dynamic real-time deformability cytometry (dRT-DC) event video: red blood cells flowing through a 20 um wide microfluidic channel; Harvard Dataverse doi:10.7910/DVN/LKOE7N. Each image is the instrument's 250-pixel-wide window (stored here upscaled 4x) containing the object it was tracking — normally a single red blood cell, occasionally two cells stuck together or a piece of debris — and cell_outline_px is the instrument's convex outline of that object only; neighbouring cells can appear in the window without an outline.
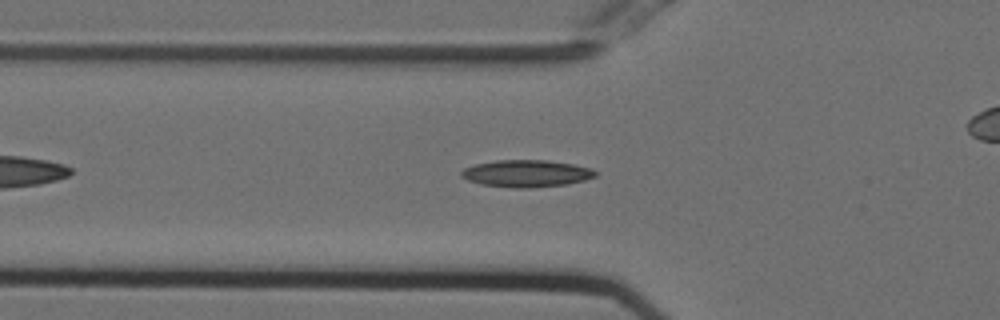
{"species": "Egyptian fruit bat (a non-hibernating species)", "species_latin": "Rousettus aegyptiacus", "temperature_condition": "cold", "stored_images_in_passage": 44, "camera_frame_rate_fps": 3000, "um_per_image_px": 0.085, "animal": {"sex": "female"}, "frame": {"image": 1, "passage_image": 8, "time_ms": 2.333, "image_size_px": [1000, 320], "cell_outline_px": [[596, 176], [584, 180], [564, 184], [532, 188], [512, 188], [480, 184], [468, 180], [460, 176], [460, 172], [464, 168], [476, 164], [496, 160], [548, 160], [572, 164], [592, 168], [596, 172]], "centroid_in_image_um": [44.72, 14.74], "position_along_channel_um": 81.1, "area_um2": 21.15}}
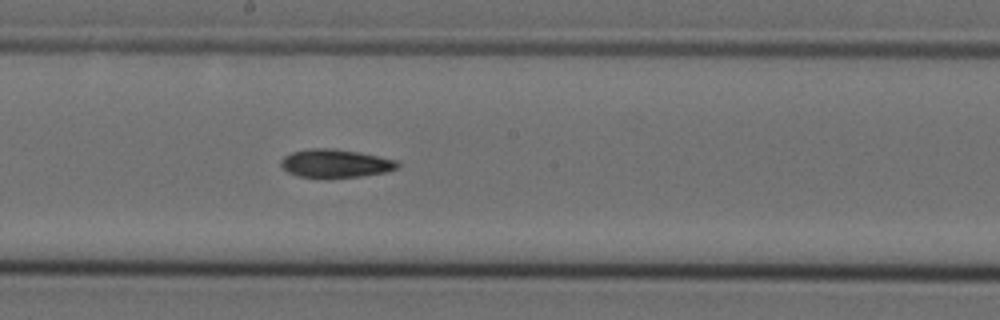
{"frame": {"image": 2, "passage_image": 19, "time_ms": 6.0, "image_size_px": [1000, 320], "cell_outline_px": [[400, 164], [396, 168], [388, 172], [360, 176], [328, 180], [324, 180], [296, 176], [288, 172], [280, 164], [280, 160], [284, 156], [292, 152], [308, 148], [332, 148], [360, 152], [396, 160]], "centroid_in_image_um": [28.47, 13.92], "position_along_channel_um": 219.7, "area_um2": 19.88}}
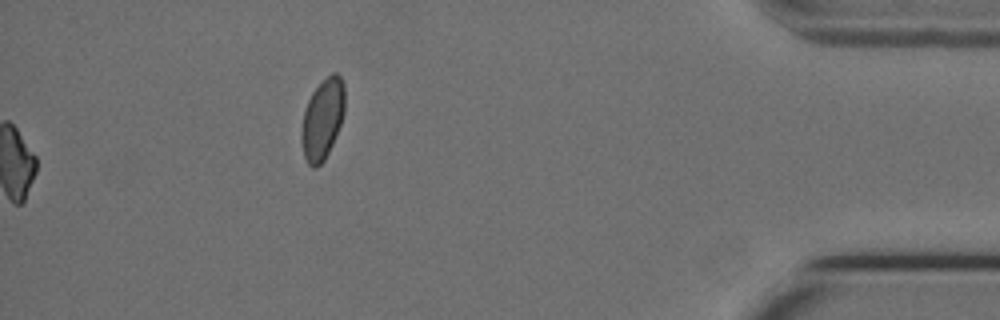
{"frame": {"image": 3, "passage_image": 44, "time_ms": 14.333, "image_size_px": [1000, 320], "cell_outline_px": [[344, 112], [340, 124], [332, 144], [324, 160], [316, 168], [312, 168], [308, 164], [304, 156], [300, 140], [300, 132], [304, 112], [308, 100], [312, 92], [332, 72], [336, 72], [340, 76], [344, 84]], "centroid_in_image_um": [27.39, 10.14], "position_along_channel_um": 407.8, "area_um2": 20.23}, "authors_computed_cell_mechanics": {"area_um2": 19.0162, "velocity_mm_per_s": 3.7525, "shape_relaxation_time_tau1_ms": null, "shape_relaxation_time_tau2_ms": 7.5228, "deformation_change_tau1": null, "deformation_change_tau2": 0.159}}